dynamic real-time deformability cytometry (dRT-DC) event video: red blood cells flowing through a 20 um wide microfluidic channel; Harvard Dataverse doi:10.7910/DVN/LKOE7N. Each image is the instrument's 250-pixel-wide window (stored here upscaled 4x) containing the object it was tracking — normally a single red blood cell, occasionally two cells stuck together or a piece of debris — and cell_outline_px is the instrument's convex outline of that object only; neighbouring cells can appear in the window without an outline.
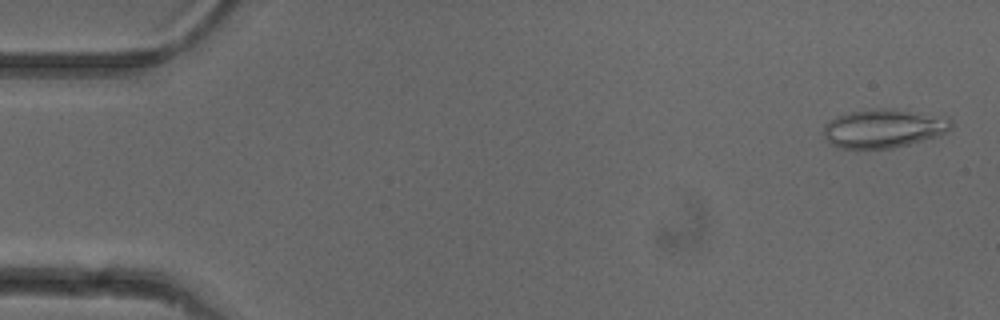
{"species": "common noctule bat (a hibernating species)", "species_latin": "Nyctalus noctula", "temperature_condition": "cold", "stored_images_in_passage": 51, "camera_frame_rate_fps": 3000, "um_per_image_px": 0.085, "animal": {"sex": "female"}, "frame": {"image": 1, "passage_image": 2, "time_ms": 0.333, "image_size_px": [1000, 320], "cell_outline_px": [[952, 128], [940, 136], [892, 148], [840, 148], [832, 144], [824, 136], [824, 124], [828, 120], [836, 116], [848, 112], [872, 108], [892, 108], [948, 116], [952, 120]], "centroid_in_image_um": [75.15, 10.89], "position_along_channel_um": 9.9, "area_um2": 29.19}}
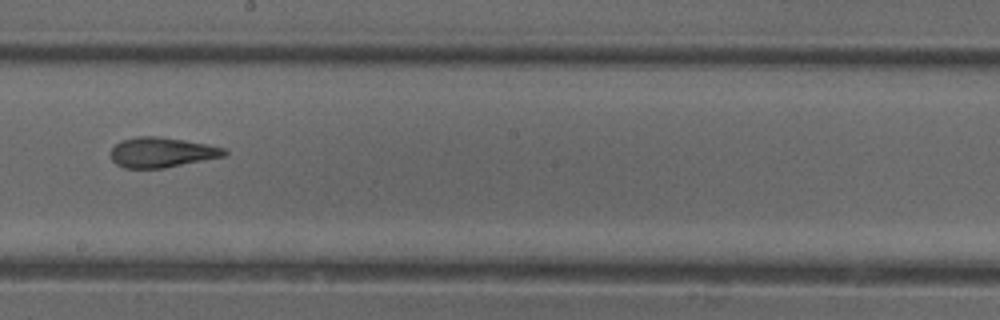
{"frame": {"image": 2, "passage_image": 29, "time_ms": 9.333, "image_size_px": [1000, 320], "cell_outline_px": [[228, 152], [224, 156], [164, 168], [124, 168], [116, 164], [112, 160], [112, 148], [120, 140], [136, 136], [160, 136], [208, 144], [224, 148]], "centroid_in_image_um": [13.74, 12.94], "position_along_channel_um": 234.5, "area_um2": 19.88}}
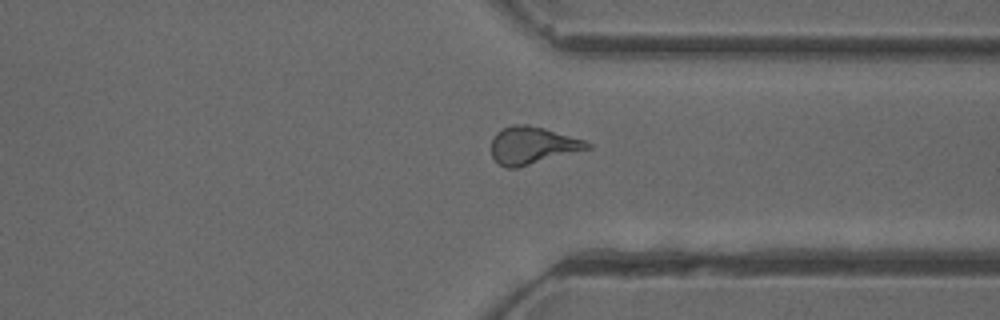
{"frame": {"image": 3, "passage_image": 39, "time_ms": 12.667, "image_size_px": [1000, 320], "cell_outline_px": [[592, 148], [516, 168], [508, 168], [500, 164], [492, 156], [492, 140], [496, 132], [500, 128], [512, 124], [528, 124], [544, 128], [584, 140], [592, 144]], "centroid_in_image_um": [45.25, 12.34], "position_along_channel_um": 366.1, "area_um2": 20.87}, "authors_computed_cell_mechanics": {"area_um2": 20.6924, "velocity_mm_per_s": 3.973, "shape_relaxation_time_tau1_ms": 3.8623, "shape_relaxation_time_tau2_ms": 1.8981, "deformation_change_tau1": 0.1643, "deformation_change_tau2": 0.115}}